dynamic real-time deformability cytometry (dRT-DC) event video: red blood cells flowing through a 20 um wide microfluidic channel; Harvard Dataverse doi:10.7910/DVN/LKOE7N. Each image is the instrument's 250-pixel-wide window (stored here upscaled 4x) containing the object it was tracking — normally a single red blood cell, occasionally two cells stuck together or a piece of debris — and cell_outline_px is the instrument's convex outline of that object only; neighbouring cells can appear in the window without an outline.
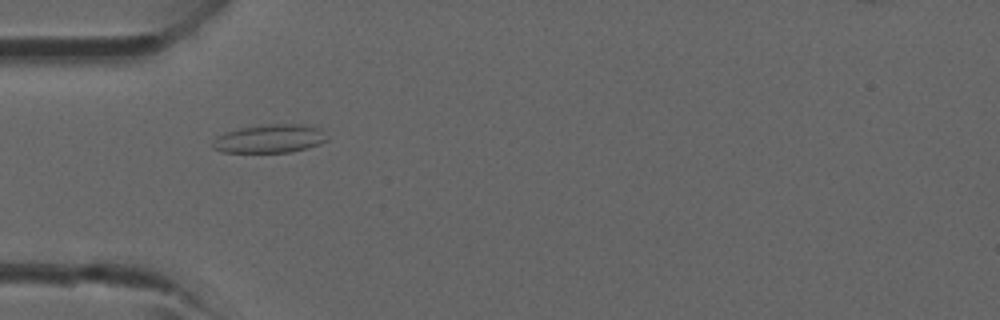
{"species": "common noctule bat (a hibernating species)", "species_latin": "Nyctalus noctula", "temperature_condition": "room temperature", "stored_images_in_passage": 5, "camera_frame_rate_fps": 3000, "um_per_image_px": 0.085, "animal": {"sex": "male", "forearm_length_mm": 52.5}, "frame": {"image": 1, "passage_image": 4, "time_ms": 3.667, "image_size_px": [1000, 320], "cell_outline_px": [[328, 140], [320, 144], [308, 148], [288, 152], [220, 152], [212, 148], [212, 140], [216, 136], [224, 132], [240, 128], [260, 124], [304, 124], [320, 128], [328, 136]], "centroid_in_image_um": [22.92, 11.78], "position_along_channel_um": 62.1, "area_um2": 19.31}}